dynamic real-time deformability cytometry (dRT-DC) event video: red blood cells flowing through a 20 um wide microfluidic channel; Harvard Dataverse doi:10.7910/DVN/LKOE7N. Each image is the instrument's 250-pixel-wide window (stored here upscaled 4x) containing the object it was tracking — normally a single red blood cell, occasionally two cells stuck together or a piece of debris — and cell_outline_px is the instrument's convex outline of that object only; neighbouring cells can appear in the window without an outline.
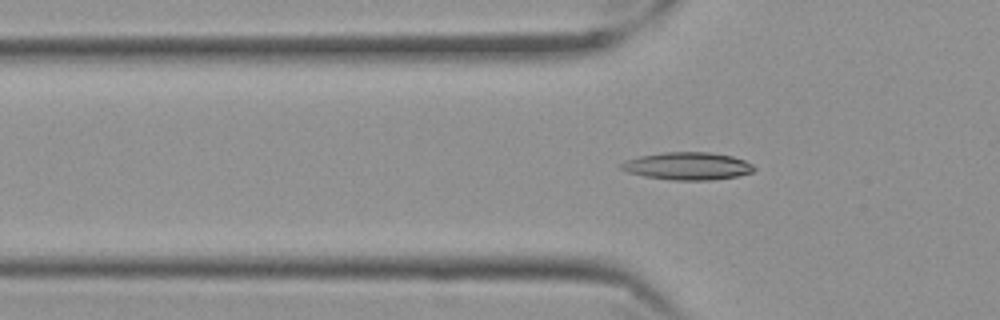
{"species": "Egyptian fruit bat (a non-hibernating species)", "species_latin": "Rousettus aegyptiacus", "temperature_condition": "cold", "stored_images_in_passage": 41, "camera_frame_rate_fps": 3000, "um_per_image_px": 0.085, "frame": {"image": 1, "passage_image": 8, "time_ms": 2.333, "image_size_px": [1000, 320], "cell_outline_px": [[756, 168], [752, 172], [736, 176], [708, 180], [672, 180], [644, 176], [628, 172], [620, 168], [620, 164], [624, 160], [640, 156], [664, 152], [708, 152], [732, 156], [744, 160], [752, 164]], "centroid_in_image_um": [58.42, 14.11], "position_along_channel_um": 67.4, "area_um2": 21.27}}
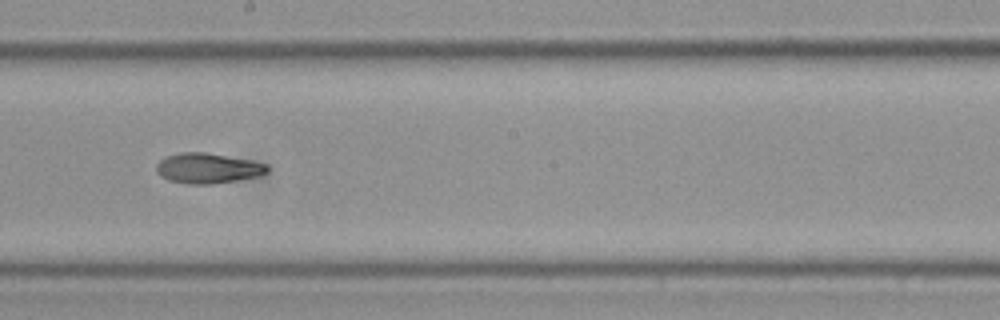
{"frame": {"image": 2, "passage_image": 22, "time_ms": 7.0, "image_size_px": [1000, 320], "cell_outline_px": [[268, 172], [256, 176], [236, 180], [212, 184], [188, 184], [168, 180], [160, 176], [156, 172], [156, 164], [164, 156], [180, 152], [204, 152], [252, 160], [268, 164]], "centroid_in_image_um": [17.62, 14.29], "position_along_channel_um": 230.6, "area_um2": 19.65}}
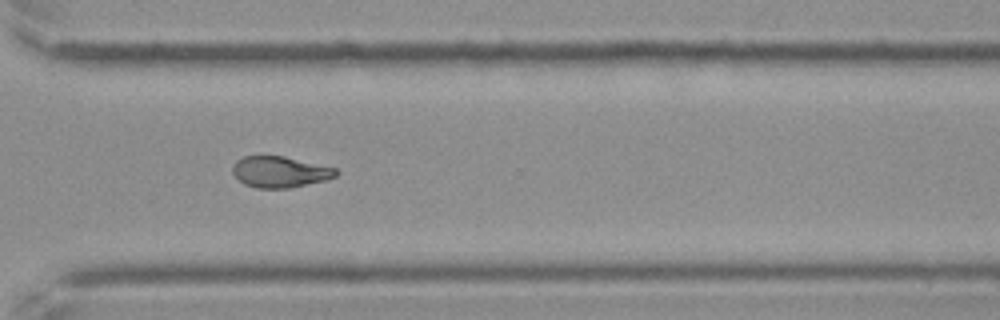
{"frame": {"image": 3, "passage_image": 32, "time_ms": 10.333, "image_size_px": [1000, 320], "cell_outline_px": [[340, 172], [336, 176], [324, 180], [288, 188], [256, 188], [244, 184], [232, 172], [232, 168], [236, 160], [244, 156], [260, 152], [284, 156], [336, 168]], "centroid_in_image_um": [23.74, 14.56], "position_along_channel_um": 346.9, "area_um2": 19.19}, "authors_computed_cell_mechanics": {"area_um2": 19.5364, "velocity_mm_per_s": 3.4966, "shape_relaxation_time_tau1_ms": null, "shape_relaxation_time_tau2_ms": 6.1549, "deformation_change_tau1": null, "deformation_change_tau2": 0.1232}}